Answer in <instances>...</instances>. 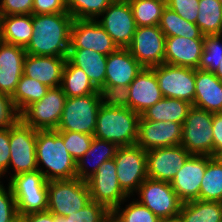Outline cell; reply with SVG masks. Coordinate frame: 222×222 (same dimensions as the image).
<instances>
[{
  "instance_id": "obj_1",
  "label": "cell",
  "mask_w": 222,
  "mask_h": 222,
  "mask_svg": "<svg viewBox=\"0 0 222 222\" xmlns=\"http://www.w3.org/2000/svg\"><path fill=\"white\" fill-rule=\"evenodd\" d=\"M73 20L69 13L32 15L33 35L26 54L67 57Z\"/></svg>"
},
{
  "instance_id": "obj_2",
  "label": "cell",
  "mask_w": 222,
  "mask_h": 222,
  "mask_svg": "<svg viewBox=\"0 0 222 222\" xmlns=\"http://www.w3.org/2000/svg\"><path fill=\"white\" fill-rule=\"evenodd\" d=\"M36 160L38 170L47 181L77 177L76 161L66 150L63 138L57 130H37Z\"/></svg>"
},
{
  "instance_id": "obj_3",
  "label": "cell",
  "mask_w": 222,
  "mask_h": 222,
  "mask_svg": "<svg viewBox=\"0 0 222 222\" xmlns=\"http://www.w3.org/2000/svg\"><path fill=\"white\" fill-rule=\"evenodd\" d=\"M140 115L130 108L100 106L94 137L120 146L134 145L138 139Z\"/></svg>"
},
{
  "instance_id": "obj_4",
  "label": "cell",
  "mask_w": 222,
  "mask_h": 222,
  "mask_svg": "<svg viewBox=\"0 0 222 222\" xmlns=\"http://www.w3.org/2000/svg\"><path fill=\"white\" fill-rule=\"evenodd\" d=\"M47 211L65 217L81 210L91 201L88 184L79 178L50 180L47 184Z\"/></svg>"
},
{
  "instance_id": "obj_5",
  "label": "cell",
  "mask_w": 222,
  "mask_h": 222,
  "mask_svg": "<svg viewBox=\"0 0 222 222\" xmlns=\"http://www.w3.org/2000/svg\"><path fill=\"white\" fill-rule=\"evenodd\" d=\"M100 106L98 93L67 97L56 130L94 135Z\"/></svg>"
},
{
  "instance_id": "obj_6",
  "label": "cell",
  "mask_w": 222,
  "mask_h": 222,
  "mask_svg": "<svg viewBox=\"0 0 222 222\" xmlns=\"http://www.w3.org/2000/svg\"><path fill=\"white\" fill-rule=\"evenodd\" d=\"M214 113L192 106L182 125L181 145L191 155L213 156Z\"/></svg>"
},
{
  "instance_id": "obj_7",
  "label": "cell",
  "mask_w": 222,
  "mask_h": 222,
  "mask_svg": "<svg viewBox=\"0 0 222 222\" xmlns=\"http://www.w3.org/2000/svg\"><path fill=\"white\" fill-rule=\"evenodd\" d=\"M139 203L150 209L160 220L178 218L183 202L173 190L171 183L147 178L138 188Z\"/></svg>"
},
{
  "instance_id": "obj_8",
  "label": "cell",
  "mask_w": 222,
  "mask_h": 222,
  "mask_svg": "<svg viewBox=\"0 0 222 222\" xmlns=\"http://www.w3.org/2000/svg\"><path fill=\"white\" fill-rule=\"evenodd\" d=\"M146 152L137 144L120 146L114 157L119 184L129 197L148 178Z\"/></svg>"
},
{
  "instance_id": "obj_9",
  "label": "cell",
  "mask_w": 222,
  "mask_h": 222,
  "mask_svg": "<svg viewBox=\"0 0 222 222\" xmlns=\"http://www.w3.org/2000/svg\"><path fill=\"white\" fill-rule=\"evenodd\" d=\"M61 87L50 88L46 95L27 106L20 119L35 130H56L66 102Z\"/></svg>"
},
{
  "instance_id": "obj_10",
  "label": "cell",
  "mask_w": 222,
  "mask_h": 222,
  "mask_svg": "<svg viewBox=\"0 0 222 222\" xmlns=\"http://www.w3.org/2000/svg\"><path fill=\"white\" fill-rule=\"evenodd\" d=\"M37 130L25 124L20 118L10 126V162L15 176L38 170L36 160Z\"/></svg>"
},
{
  "instance_id": "obj_11",
  "label": "cell",
  "mask_w": 222,
  "mask_h": 222,
  "mask_svg": "<svg viewBox=\"0 0 222 222\" xmlns=\"http://www.w3.org/2000/svg\"><path fill=\"white\" fill-rule=\"evenodd\" d=\"M86 182L91 200L103 204L110 211L130 198L119 184L114 158L101 163Z\"/></svg>"
},
{
  "instance_id": "obj_12",
  "label": "cell",
  "mask_w": 222,
  "mask_h": 222,
  "mask_svg": "<svg viewBox=\"0 0 222 222\" xmlns=\"http://www.w3.org/2000/svg\"><path fill=\"white\" fill-rule=\"evenodd\" d=\"M158 80L163 97L194 103L196 69L161 64L151 68Z\"/></svg>"
},
{
  "instance_id": "obj_13",
  "label": "cell",
  "mask_w": 222,
  "mask_h": 222,
  "mask_svg": "<svg viewBox=\"0 0 222 222\" xmlns=\"http://www.w3.org/2000/svg\"><path fill=\"white\" fill-rule=\"evenodd\" d=\"M100 16L97 21L118 48H127L137 28L128 0H114Z\"/></svg>"
},
{
  "instance_id": "obj_14",
  "label": "cell",
  "mask_w": 222,
  "mask_h": 222,
  "mask_svg": "<svg viewBox=\"0 0 222 222\" xmlns=\"http://www.w3.org/2000/svg\"><path fill=\"white\" fill-rule=\"evenodd\" d=\"M165 38L158 25L137 27L127 49L144 68H152L164 63Z\"/></svg>"
},
{
  "instance_id": "obj_15",
  "label": "cell",
  "mask_w": 222,
  "mask_h": 222,
  "mask_svg": "<svg viewBox=\"0 0 222 222\" xmlns=\"http://www.w3.org/2000/svg\"><path fill=\"white\" fill-rule=\"evenodd\" d=\"M190 156L181 144L147 150L148 178L171 183Z\"/></svg>"
},
{
  "instance_id": "obj_16",
  "label": "cell",
  "mask_w": 222,
  "mask_h": 222,
  "mask_svg": "<svg viewBox=\"0 0 222 222\" xmlns=\"http://www.w3.org/2000/svg\"><path fill=\"white\" fill-rule=\"evenodd\" d=\"M92 49L103 55L114 53L118 46L96 20L74 19L70 30V47Z\"/></svg>"
},
{
  "instance_id": "obj_17",
  "label": "cell",
  "mask_w": 222,
  "mask_h": 222,
  "mask_svg": "<svg viewBox=\"0 0 222 222\" xmlns=\"http://www.w3.org/2000/svg\"><path fill=\"white\" fill-rule=\"evenodd\" d=\"M182 124L172 121L145 120L141 115L138 122L136 144L144 150L170 147L181 144Z\"/></svg>"
},
{
  "instance_id": "obj_18",
  "label": "cell",
  "mask_w": 222,
  "mask_h": 222,
  "mask_svg": "<svg viewBox=\"0 0 222 222\" xmlns=\"http://www.w3.org/2000/svg\"><path fill=\"white\" fill-rule=\"evenodd\" d=\"M207 155H191L171 181L179 199L184 202L199 200L201 180L207 166Z\"/></svg>"
},
{
  "instance_id": "obj_19",
  "label": "cell",
  "mask_w": 222,
  "mask_h": 222,
  "mask_svg": "<svg viewBox=\"0 0 222 222\" xmlns=\"http://www.w3.org/2000/svg\"><path fill=\"white\" fill-rule=\"evenodd\" d=\"M25 48L0 40V92L12 96L23 75Z\"/></svg>"
},
{
  "instance_id": "obj_20",
  "label": "cell",
  "mask_w": 222,
  "mask_h": 222,
  "mask_svg": "<svg viewBox=\"0 0 222 222\" xmlns=\"http://www.w3.org/2000/svg\"><path fill=\"white\" fill-rule=\"evenodd\" d=\"M128 88L130 109L139 115L163 98L157 77L151 68H143Z\"/></svg>"
},
{
  "instance_id": "obj_21",
  "label": "cell",
  "mask_w": 222,
  "mask_h": 222,
  "mask_svg": "<svg viewBox=\"0 0 222 222\" xmlns=\"http://www.w3.org/2000/svg\"><path fill=\"white\" fill-rule=\"evenodd\" d=\"M66 60L67 57L26 54L23 75L38 80L49 88L60 87Z\"/></svg>"
},
{
  "instance_id": "obj_22",
  "label": "cell",
  "mask_w": 222,
  "mask_h": 222,
  "mask_svg": "<svg viewBox=\"0 0 222 222\" xmlns=\"http://www.w3.org/2000/svg\"><path fill=\"white\" fill-rule=\"evenodd\" d=\"M204 39L183 36L165 38L164 63L197 69L203 51Z\"/></svg>"
},
{
  "instance_id": "obj_23",
  "label": "cell",
  "mask_w": 222,
  "mask_h": 222,
  "mask_svg": "<svg viewBox=\"0 0 222 222\" xmlns=\"http://www.w3.org/2000/svg\"><path fill=\"white\" fill-rule=\"evenodd\" d=\"M143 68L127 48H118L107 56L105 85L128 87Z\"/></svg>"
},
{
  "instance_id": "obj_24",
  "label": "cell",
  "mask_w": 222,
  "mask_h": 222,
  "mask_svg": "<svg viewBox=\"0 0 222 222\" xmlns=\"http://www.w3.org/2000/svg\"><path fill=\"white\" fill-rule=\"evenodd\" d=\"M195 98L192 104L211 113L222 109V82L214 73L196 69Z\"/></svg>"
},
{
  "instance_id": "obj_25",
  "label": "cell",
  "mask_w": 222,
  "mask_h": 222,
  "mask_svg": "<svg viewBox=\"0 0 222 222\" xmlns=\"http://www.w3.org/2000/svg\"><path fill=\"white\" fill-rule=\"evenodd\" d=\"M67 60L81 68L97 89L105 85L107 55L92 49L69 48Z\"/></svg>"
},
{
  "instance_id": "obj_26",
  "label": "cell",
  "mask_w": 222,
  "mask_h": 222,
  "mask_svg": "<svg viewBox=\"0 0 222 222\" xmlns=\"http://www.w3.org/2000/svg\"><path fill=\"white\" fill-rule=\"evenodd\" d=\"M119 146L113 142L94 137L89 150L76 162V175L81 180H87L93 175L101 163L115 157ZM94 161V162H93ZM91 162L92 164H88ZM89 165L92 168H88Z\"/></svg>"
},
{
  "instance_id": "obj_27",
  "label": "cell",
  "mask_w": 222,
  "mask_h": 222,
  "mask_svg": "<svg viewBox=\"0 0 222 222\" xmlns=\"http://www.w3.org/2000/svg\"><path fill=\"white\" fill-rule=\"evenodd\" d=\"M32 35V14L0 16L1 41L26 48Z\"/></svg>"
},
{
  "instance_id": "obj_28",
  "label": "cell",
  "mask_w": 222,
  "mask_h": 222,
  "mask_svg": "<svg viewBox=\"0 0 222 222\" xmlns=\"http://www.w3.org/2000/svg\"><path fill=\"white\" fill-rule=\"evenodd\" d=\"M192 106L190 102L185 100L163 97L142 113L141 116L145 120L156 122L172 121L183 125Z\"/></svg>"
},
{
  "instance_id": "obj_29",
  "label": "cell",
  "mask_w": 222,
  "mask_h": 222,
  "mask_svg": "<svg viewBox=\"0 0 222 222\" xmlns=\"http://www.w3.org/2000/svg\"><path fill=\"white\" fill-rule=\"evenodd\" d=\"M177 219L180 222H222V203L202 200L184 202Z\"/></svg>"
},
{
  "instance_id": "obj_30",
  "label": "cell",
  "mask_w": 222,
  "mask_h": 222,
  "mask_svg": "<svg viewBox=\"0 0 222 222\" xmlns=\"http://www.w3.org/2000/svg\"><path fill=\"white\" fill-rule=\"evenodd\" d=\"M66 97H80L97 93V88L91 83L85 72L66 60L60 86Z\"/></svg>"
},
{
  "instance_id": "obj_31",
  "label": "cell",
  "mask_w": 222,
  "mask_h": 222,
  "mask_svg": "<svg viewBox=\"0 0 222 222\" xmlns=\"http://www.w3.org/2000/svg\"><path fill=\"white\" fill-rule=\"evenodd\" d=\"M199 200L222 203V162L208 156L205 174L201 180Z\"/></svg>"
},
{
  "instance_id": "obj_32",
  "label": "cell",
  "mask_w": 222,
  "mask_h": 222,
  "mask_svg": "<svg viewBox=\"0 0 222 222\" xmlns=\"http://www.w3.org/2000/svg\"><path fill=\"white\" fill-rule=\"evenodd\" d=\"M158 26L165 37L183 36L185 38L204 39V35L196 23L188 22L167 6L163 10Z\"/></svg>"
},
{
  "instance_id": "obj_33",
  "label": "cell",
  "mask_w": 222,
  "mask_h": 222,
  "mask_svg": "<svg viewBox=\"0 0 222 222\" xmlns=\"http://www.w3.org/2000/svg\"><path fill=\"white\" fill-rule=\"evenodd\" d=\"M49 89L47 85L38 80L22 75L14 94L11 96L17 112L20 114L27 106L41 100Z\"/></svg>"
},
{
  "instance_id": "obj_34",
  "label": "cell",
  "mask_w": 222,
  "mask_h": 222,
  "mask_svg": "<svg viewBox=\"0 0 222 222\" xmlns=\"http://www.w3.org/2000/svg\"><path fill=\"white\" fill-rule=\"evenodd\" d=\"M196 25L204 36L222 34V3L218 0H199Z\"/></svg>"
},
{
  "instance_id": "obj_35",
  "label": "cell",
  "mask_w": 222,
  "mask_h": 222,
  "mask_svg": "<svg viewBox=\"0 0 222 222\" xmlns=\"http://www.w3.org/2000/svg\"><path fill=\"white\" fill-rule=\"evenodd\" d=\"M137 27L158 25L166 0H128Z\"/></svg>"
},
{
  "instance_id": "obj_36",
  "label": "cell",
  "mask_w": 222,
  "mask_h": 222,
  "mask_svg": "<svg viewBox=\"0 0 222 222\" xmlns=\"http://www.w3.org/2000/svg\"><path fill=\"white\" fill-rule=\"evenodd\" d=\"M112 222H161L150 209L139 203L131 201L125 208L121 204L111 211Z\"/></svg>"
},
{
  "instance_id": "obj_37",
  "label": "cell",
  "mask_w": 222,
  "mask_h": 222,
  "mask_svg": "<svg viewBox=\"0 0 222 222\" xmlns=\"http://www.w3.org/2000/svg\"><path fill=\"white\" fill-rule=\"evenodd\" d=\"M114 0H66L68 13L73 19L97 20Z\"/></svg>"
},
{
  "instance_id": "obj_38",
  "label": "cell",
  "mask_w": 222,
  "mask_h": 222,
  "mask_svg": "<svg viewBox=\"0 0 222 222\" xmlns=\"http://www.w3.org/2000/svg\"><path fill=\"white\" fill-rule=\"evenodd\" d=\"M19 217L35 212L47 211L48 190L12 192Z\"/></svg>"
},
{
  "instance_id": "obj_39",
  "label": "cell",
  "mask_w": 222,
  "mask_h": 222,
  "mask_svg": "<svg viewBox=\"0 0 222 222\" xmlns=\"http://www.w3.org/2000/svg\"><path fill=\"white\" fill-rule=\"evenodd\" d=\"M222 34L204 36L203 51L197 69L214 73L222 60ZM221 42V43H220Z\"/></svg>"
},
{
  "instance_id": "obj_40",
  "label": "cell",
  "mask_w": 222,
  "mask_h": 222,
  "mask_svg": "<svg viewBox=\"0 0 222 222\" xmlns=\"http://www.w3.org/2000/svg\"><path fill=\"white\" fill-rule=\"evenodd\" d=\"M99 102L106 108H130L129 88L102 85L97 89Z\"/></svg>"
},
{
  "instance_id": "obj_41",
  "label": "cell",
  "mask_w": 222,
  "mask_h": 222,
  "mask_svg": "<svg viewBox=\"0 0 222 222\" xmlns=\"http://www.w3.org/2000/svg\"><path fill=\"white\" fill-rule=\"evenodd\" d=\"M12 192L47 190L48 181L39 170L11 176L8 182Z\"/></svg>"
},
{
  "instance_id": "obj_42",
  "label": "cell",
  "mask_w": 222,
  "mask_h": 222,
  "mask_svg": "<svg viewBox=\"0 0 222 222\" xmlns=\"http://www.w3.org/2000/svg\"><path fill=\"white\" fill-rule=\"evenodd\" d=\"M65 218L67 222H110L111 211L103 204L91 200L81 210Z\"/></svg>"
},
{
  "instance_id": "obj_43",
  "label": "cell",
  "mask_w": 222,
  "mask_h": 222,
  "mask_svg": "<svg viewBox=\"0 0 222 222\" xmlns=\"http://www.w3.org/2000/svg\"><path fill=\"white\" fill-rule=\"evenodd\" d=\"M63 138L66 150L77 162L90 148L94 139L93 135L72 131H58Z\"/></svg>"
},
{
  "instance_id": "obj_44",
  "label": "cell",
  "mask_w": 222,
  "mask_h": 222,
  "mask_svg": "<svg viewBox=\"0 0 222 222\" xmlns=\"http://www.w3.org/2000/svg\"><path fill=\"white\" fill-rule=\"evenodd\" d=\"M7 191L0 181V222H18L20 220L16 201L8 185Z\"/></svg>"
},
{
  "instance_id": "obj_45",
  "label": "cell",
  "mask_w": 222,
  "mask_h": 222,
  "mask_svg": "<svg viewBox=\"0 0 222 222\" xmlns=\"http://www.w3.org/2000/svg\"><path fill=\"white\" fill-rule=\"evenodd\" d=\"M166 6L188 22L196 23L199 0H166Z\"/></svg>"
},
{
  "instance_id": "obj_46",
  "label": "cell",
  "mask_w": 222,
  "mask_h": 222,
  "mask_svg": "<svg viewBox=\"0 0 222 222\" xmlns=\"http://www.w3.org/2000/svg\"><path fill=\"white\" fill-rule=\"evenodd\" d=\"M19 118L11 96L0 92V128H9Z\"/></svg>"
},
{
  "instance_id": "obj_47",
  "label": "cell",
  "mask_w": 222,
  "mask_h": 222,
  "mask_svg": "<svg viewBox=\"0 0 222 222\" xmlns=\"http://www.w3.org/2000/svg\"><path fill=\"white\" fill-rule=\"evenodd\" d=\"M33 0H1L0 16L32 14Z\"/></svg>"
},
{
  "instance_id": "obj_48",
  "label": "cell",
  "mask_w": 222,
  "mask_h": 222,
  "mask_svg": "<svg viewBox=\"0 0 222 222\" xmlns=\"http://www.w3.org/2000/svg\"><path fill=\"white\" fill-rule=\"evenodd\" d=\"M68 13L66 0H33L32 15Z\"/></svg>"
},
{
  "instance_id": "obj_49",
  "label": "cell",
  "mask_w": 222,
  "mask_h": 222,
  "mask_svg": "<svg viewBox=\"0 0 222 222\" xmlns=\"http://www.w3.org/2000/svg\"><path fill=\"white\" fill-rule=\"evenodd\" d=\"M10 155V127L0 128V178L9 170Z\"/></svg>"
},
{
  "instance_id": "obj_50",
  "label": "cell",
  "mask_w": 222,
  "mask_h": 222,
  "mask_svg": "<svg viewBox=\"0 0 222 222\" xmlns=\"http://www.w3.org/2000/svg\"><path fill=\"white\" fill-rule=\"evenodd\" d=\"M213 156L217 157L222 153V115L214 113L213 122Z\"/></svg>"
},
{
  "instance_id": "obj_51",
  "label": "cell",
  "mask_w": 222,
  "mask_h": 222,
  "mask_svg": "<svg viewBox=\"0 0 222 222\" xmlns=\"http://www.w3.org/2000/svg\"><path fill=\"white\" fill-rule=\"evenodd\" d=\"M21 222H55V215L49 211L35 212L20 217Z\"/></svg>"
},
{
  "instance_id": "obj_52",
  "label": "cell",
  "mask_w": 222,
  "mask_h": 222,
  "mask_svg": "<svg viewBox=\"0 0 222 222\" xmlns=\"http://www.w3.org/2000/svg\"><path fill=\"white\" fill-rule=\"evenodd\" d=\"M214 74L222 82V60L220 61V65Z\"/></svg>"
},
{
  "instance_id": "obj_53",
  "label": "cell",
  "mask_w": 222,
  "mask_h": 222,
  "mask_svg": "<svg viewBox=\"0 0 222 222\" xmlns=\"http://www.w3.org/2000/svg\"><path fill=\"white\" fill-rule=\"evenodd\" d=\"M55 222H67L65 217L55 216Z\"/></svg>"
},
{
  "instance_id": "obj_54",
  "label": "cell",
  "mask_w": 222,
  "mask_h": 222,
  "mask_svg": "<svg viewBox=\"0 0 222 222\" xmlns=\"http://www.w3.org/2000/svg\"><path fill=\"white\" fill-rule=\"evenodd\" d=\"M161 222H180L178 219H174V220H165V221H161Z\"/></svg>"
},
{
  "instance_id": "obj_55",
  "label": "cell",
  "mask_w": 222,
  "mask_h": 222,
  "mask_svg": "<svg viewBox=\"0 0 222 222\" xmlns=\"http://www.w3.org/2000/svg\"><path fill=\"white\" fill-rule=\"evenodd\" d=\"M217 157H218V158L220 159V161L222 162V153L219 154Z\"/></svg>"
}]
</instances>
